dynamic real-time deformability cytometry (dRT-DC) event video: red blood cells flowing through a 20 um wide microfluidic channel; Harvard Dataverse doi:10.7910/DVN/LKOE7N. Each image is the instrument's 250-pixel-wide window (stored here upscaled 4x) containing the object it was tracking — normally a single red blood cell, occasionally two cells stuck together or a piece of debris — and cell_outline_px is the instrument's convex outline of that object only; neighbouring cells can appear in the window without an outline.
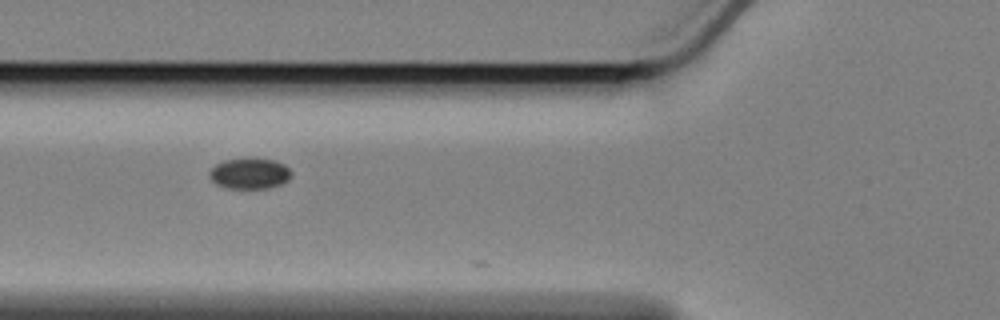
{"species": "Egyptian fruit bat (a non-hibernating species)", "species_latin": "Rousettus aegyptiacus", "temperature_condition": "cold", "stored_images_in_passage": 25, "camera_frame_rate_fps": 3000, "um_per_image_px": 0.085, "animal": {"sex": "female"}, "frame": {"image": 1, "passage_image": 3, "time_ms": 0.667, "image_size_px": [1000, 320], "cell_outline_px": [[292, 176], [288, 180], [280, 184], [268, 188], [224, 188], [216, 184], [208, 176], [208, 172], [216, 164], [224, 160], [252, 156], [276, 160], [284, 164], [292, 172]], "centroid_in_image_um": [21.22, 14.71], "position_along_channel_um": 104.6, "area_um2": 15.2}}
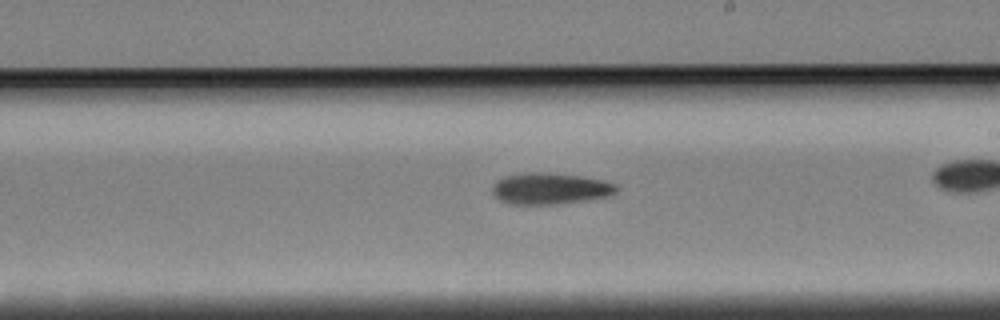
{"frame": {"image": 2, "passage_image": 12, "time_ms": 3.667, "image_size_px": [1000, 320], "cell_outline_px": [[620, 188], [616, 192], [608, 196], [584, 200], [556, 204], [508, 204], [500, 200], [492, 192], [492, 184], [496, 180], [504, 176], [528, 172], [548, 172], [580, 176], [604, 180], [616, 184]], "centroid_in_image_um": [46.74, 16.02], "position_along_channel_um": 242.3, "area_um2": 22.83}}
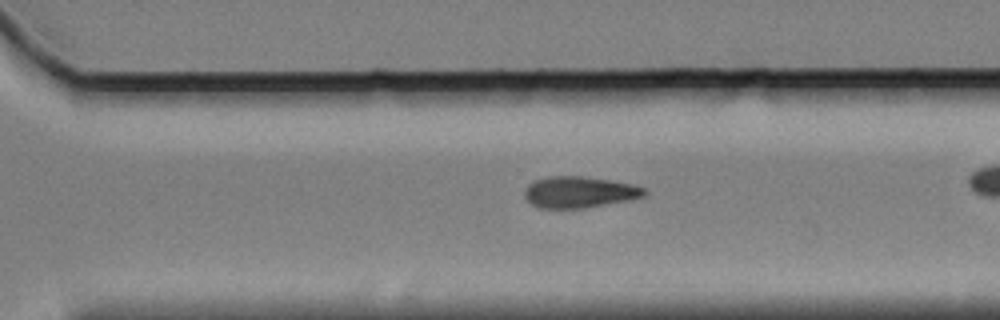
{"frame": {"image": 3, "passage_image": 19, "time_ms": 6.0, "image_size_px": [1000, 320], "cell_outline_px": [[648, 192], [644, 196], [628, 200], [584, 208], [540, 208], [532, 204], [524, 196], [524, 192], [528, 184], [536, 180], [548, 176], [580, 176], [612, 180], [632, 184], [644, 188]], "centroid_in_image_um": [49.24, 16.32], "position_along_channel_um": 321.4, "area_um2": 21.79}}